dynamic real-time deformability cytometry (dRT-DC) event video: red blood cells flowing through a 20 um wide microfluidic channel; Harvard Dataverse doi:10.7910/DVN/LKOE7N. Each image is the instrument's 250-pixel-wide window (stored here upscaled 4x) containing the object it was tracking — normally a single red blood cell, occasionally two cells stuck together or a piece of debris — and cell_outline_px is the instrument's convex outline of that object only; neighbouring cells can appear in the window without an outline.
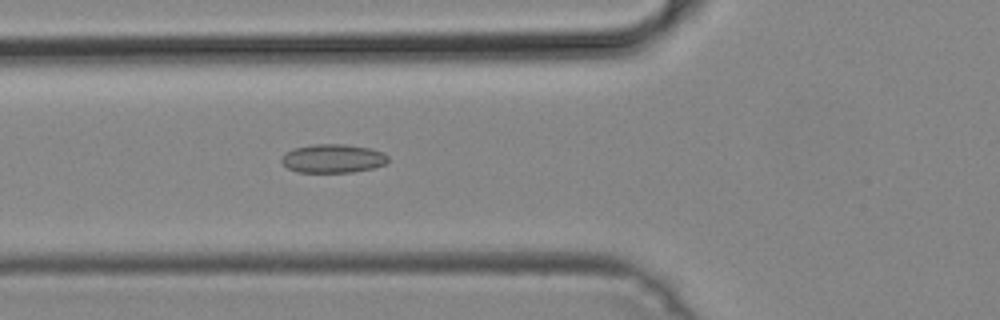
{"species": "common noctule bat (a hibernating species)", "species_latin": "Nyctalus noctula", "temperature_condition": "cold", "stored_images_in_passage": 44, "camera_frame_rate_fps": 3000, "um_per_image_px": 0.085, "animal": {"sex": "male", "body_mass_g": 19.2, "forearm_length_mm": 51.8}, "frame": {"image": 1, "passage_image": 12, "time_ms": 3.667, "image_size_px": [1000, 320], "cell_outline_px": [[388, 160], [384, 164], [372, 168], [352, 172], [296, 172], [288, 168], [280, 160], [284, 152], [292, 148], [312, 144], [344, 144], [372, 148], [384, 152], [388, 156]], "centroid_in_image_um": [28.27, 13.46], "position_along_channel_um": 97.5, "area_um2": 17.98}}
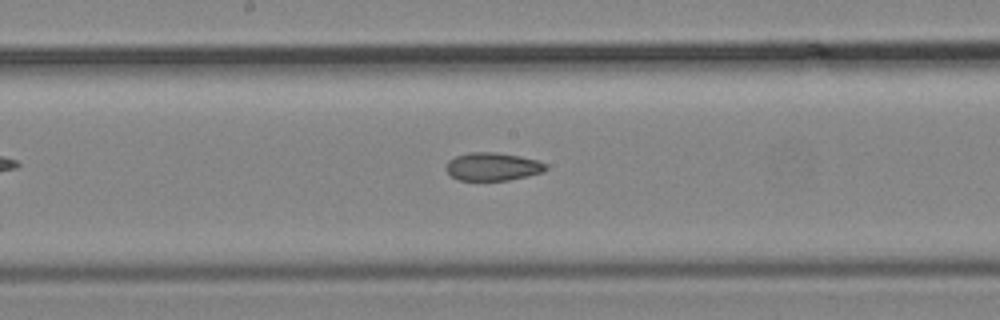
{"frame": {"image": 2, "passage_image": 20, "time_ms": 6.333, "image_size_px": [1000, 320], "cell_outline_px": [[548, 168], [544, 172], [528, 176], [508, 180], [456, 180], [444, 168], [448, 160], [456, 156], [468, 152], [496, 152], [520, 156], [536, 160], [548, 164]], "centroid_in_image_um": [41.88, 14.16], "position_along_channel_um": 206.3, "area_um2": 16.47}}
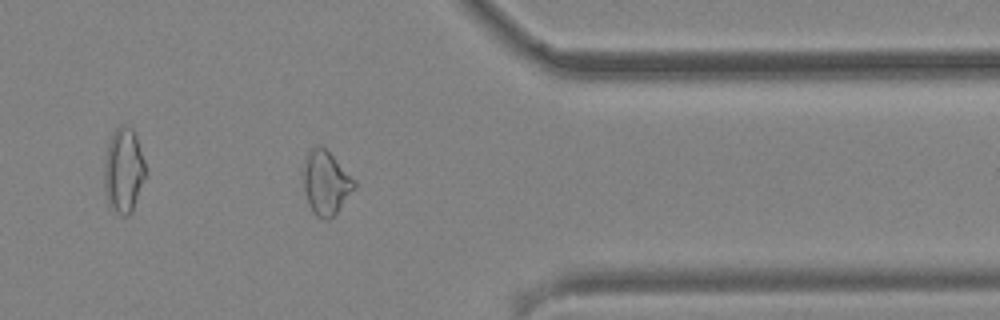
{"frame": {"image": 3, "passage_image": 34, "time_ms": 11.0, "image_size_px": [1000, 320], "cell_outline_px": [[356, 188], [336, 212], [328, 220], [324, 220], [316, 216], [312, 212], [308, 204], [304, 188], [304, 156], [316, 144], [320, 144], [356, 180]], "centroid_in_image_um": [27.69, 15.54], "position_along_channel_um": 383.7, "area_um2": 18.9}}